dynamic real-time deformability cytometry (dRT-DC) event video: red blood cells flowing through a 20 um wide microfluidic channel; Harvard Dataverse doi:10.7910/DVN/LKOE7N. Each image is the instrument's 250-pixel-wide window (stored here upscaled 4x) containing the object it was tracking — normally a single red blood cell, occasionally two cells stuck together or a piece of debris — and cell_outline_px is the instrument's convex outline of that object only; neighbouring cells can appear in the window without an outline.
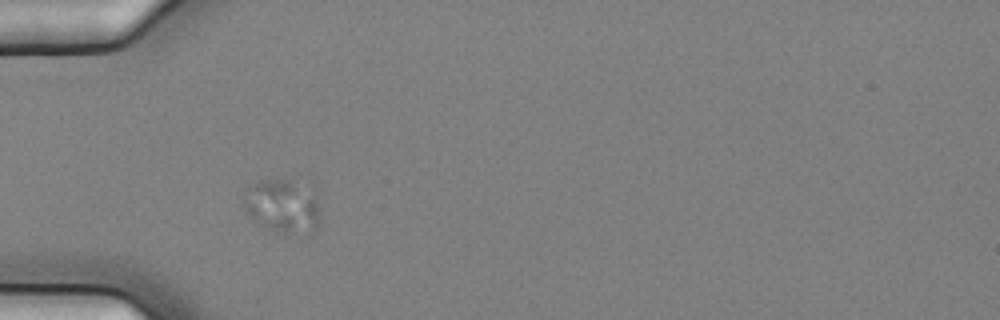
{"species": "common noctule bat (a hibernating species)", "species_latin": "Nyctalus noctula", "temperature_condition": "cold", "stored_images_in_passage": 6, "camera_frame_rate_fps": 3000, "um_per_image_px": 0.085, "animal": {"sex": "female", "body_mass_g": 25.1}, "frame": {"image": 1, "passage_image": 4, "time_ms": 1.0, "image_size_px": [1000, 320], "cell_outline_px": [[320, 208], [316, 228], [308, 236], [276, 232], [264, 228], [248, 212], [244, 204], [244, 196], [248, 188], [260, 180], [292, 180], [300, 184], [316, 196]], "centroid_in_image_um": [24.06, 17.57], "position_along_channel_um": 60.9, "area_um2": 23.76}}
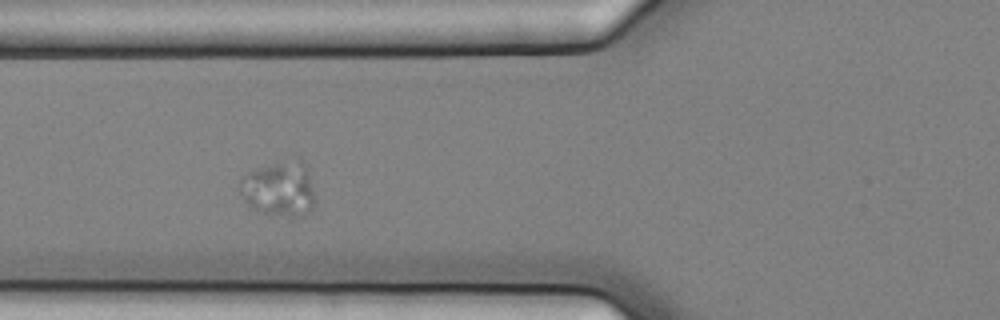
{"frame": {"image": 2, "passage_image": 5, "time_ms": 1.333, "image_size_px": [1000, 320], "cell_outline_px": [[312, 208], [308, 212], [292, 216], [264, 212], [248, 204], [240, 192], [240, 180], [248, 172], [256, 168], [300, 156], [304, 164], [308, 176], [312, 192]], "centroid_in_image_um": [23.7, 15.99], "position_along_channel_um": 102.1, "area_um2": 23.24}}
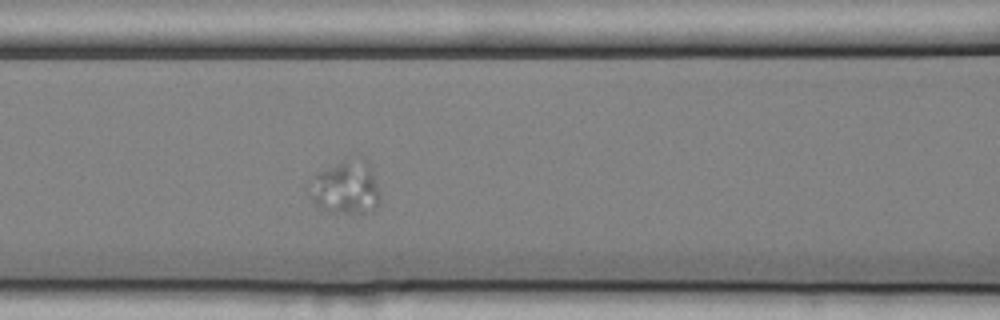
{"frame": {"image": 3, "passage_image": 6, "time_ms": 1.667, "image_size_px": [1000, 320], "cell_outline_px": [[380, 204], [376, 208], [364, 212], [320, 212], [312, 200], [308, 184], [308, 180], [316, 172], [344, 160], [364, 160], [372, 168], [380, 196]], "centroid_in_image_um": [29.33, 15.97], "position_along_channel_um": 137.3, "area_um2": 22.14}}